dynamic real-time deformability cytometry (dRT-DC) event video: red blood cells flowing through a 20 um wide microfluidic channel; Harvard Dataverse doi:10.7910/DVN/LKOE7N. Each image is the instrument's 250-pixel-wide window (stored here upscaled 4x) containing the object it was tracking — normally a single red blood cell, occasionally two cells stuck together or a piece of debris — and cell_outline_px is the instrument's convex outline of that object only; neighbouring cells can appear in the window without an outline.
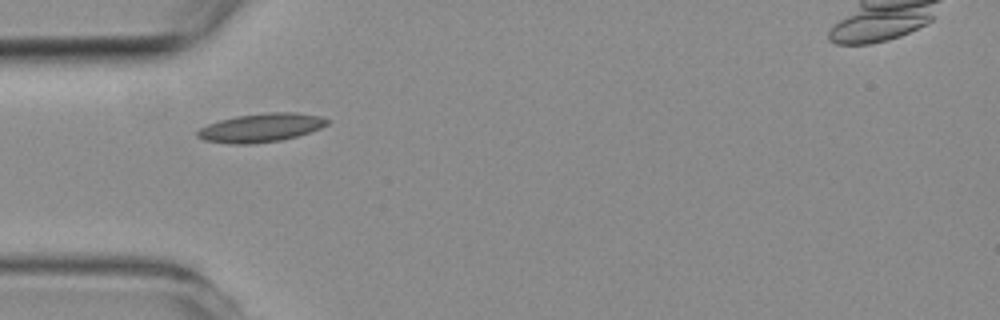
{"species": "common noctule bat (a hibernating species)", "species_latin": "Nyctalus noctula", "temperature_condition": "room temperature", "stored_images_in_passage": 3, "camera_frame_rate_fps": 3000, "um_per_image_px": 0.085, "animal": {"sex": "female", "body_mass_g": 19.3, "forearm_length_mm": 54.1}, "frame": {"image": 1, "passage_image": 1, "time_ms": 0.0, "image_size_px": [1000, 320], "cell_outline_px": [[328, 124], [320, 128], [296, 136], [280, 140], [252, 144], [232, 144], [204, 140], [196, 136], [196, 132], [200, 128], [208, 124], [220, 120], [236, 116], [268, 112], [296, 112], [320, 116], [328, 120]], "centroid_in_image_um": [22.15, 10.85], "position_along_channel_um": 62.8, "area_um2": 21.5}}
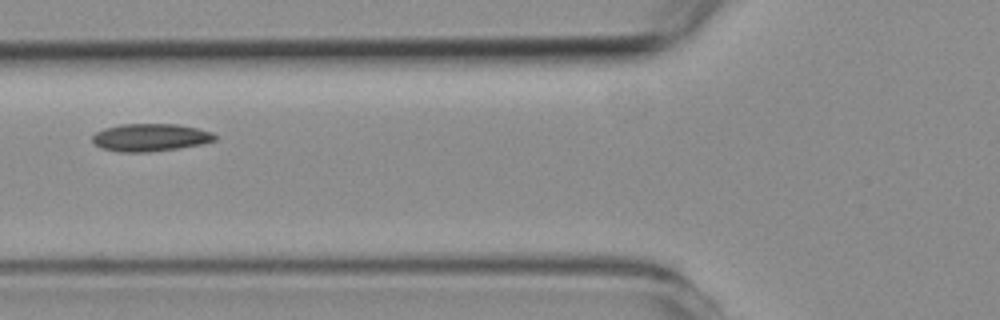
{"frame": {"image": 2, "passage_image": 2, "time_ms": 1.333, "image_size_px": [1000, 320], "cell_outline_px": [[216, 140], [204, 144], [180, 148], [148, 152], [120, 152], [100, 148], [92, 140], [92, 136], [96, 132], [104, 128], [120, 124], [176, 124], [196, 128], [212, 132], [216, 136]], "centroid_in_image_um": [12.78, 11.69], "position_along_channel_um": 113.0, "area_um2": 19.83}}
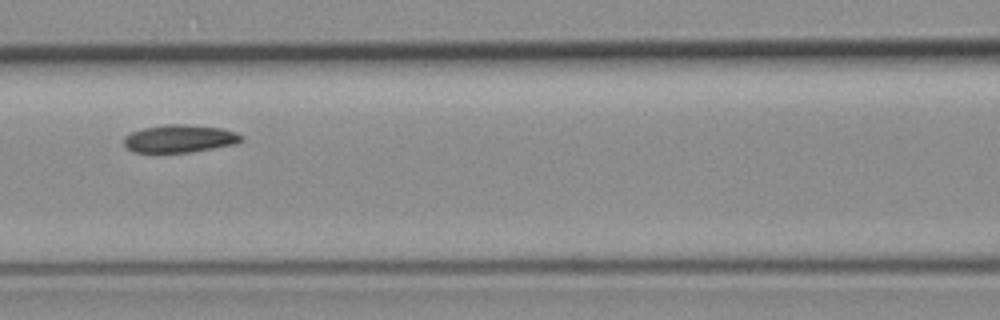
{"frame": {"image": 3, "passage_image": 3, "time_ms": 2.333, "image_size_px": [1000, 320], "cell_outline_px": [[244, 140], [236, 144], [192, 152], [132, 152], [124, 144], [124, 136], [132, 132], [144, 128], [164, 124], [184, 124], [220, 128], [236, 132], [244, 136]], "centroid_in_image_um": [15.3, 11.78], "position_along_channel_um": 151.3, "area_um2": 19.02}}